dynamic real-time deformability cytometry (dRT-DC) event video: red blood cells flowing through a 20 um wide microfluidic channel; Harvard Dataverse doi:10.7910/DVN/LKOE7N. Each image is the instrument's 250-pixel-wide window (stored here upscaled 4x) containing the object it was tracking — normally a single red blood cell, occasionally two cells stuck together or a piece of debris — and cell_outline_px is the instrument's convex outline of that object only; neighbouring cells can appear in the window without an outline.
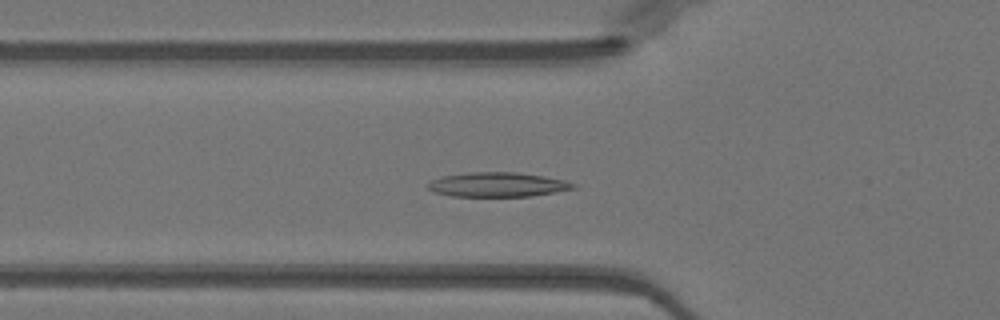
{"species": "Egyptian fruit bat (a non-hibernating species)", "species_latin": "Rousettus aegyptiacus", "temperature_condition": "warm", "stored_images_in_passage": 44, "camera_frame_rate_fps": 3000, "um_per_image_px": 0.085, "animal": {"sex": "female"}, "frame": {"image": 1, "passage_image": 10, "time_ms": 3.0, "image_size_px": [1000, 320], "cell_outline_px": [[580, 184], [576, 188], [532, 196], [452, 196], [432, 192], [424, 184], [440, 176], [472, 172], [516, 172], [544, 176], [564, 180]], "centroid_in_image_um": [42.28, 15.69], "position_along_channel_um": 83.5, "area_um2": 20.92}}
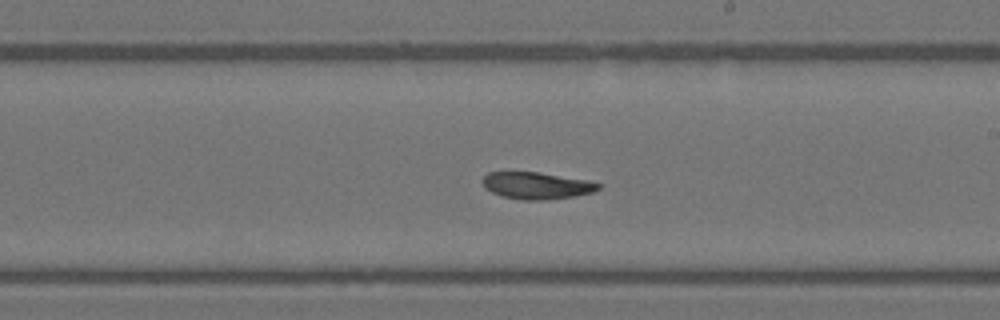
{"frame": {"image": 2, "passage_image": 22, "time_ms": 7.0, "image_size_px": [1000, 320], "cell_outline_px": [[600, 188], [592, 192], [572, 196], [540, 200], [524, 200], [500, 196], [484, 188], [480, 180], [488, 172], [540, 172], [588, 180], [600, 184]], "centroid_in_image_um": [45.55, 15.76], "position_along_channel_um": 243.4, "area_um2": 18.15}}
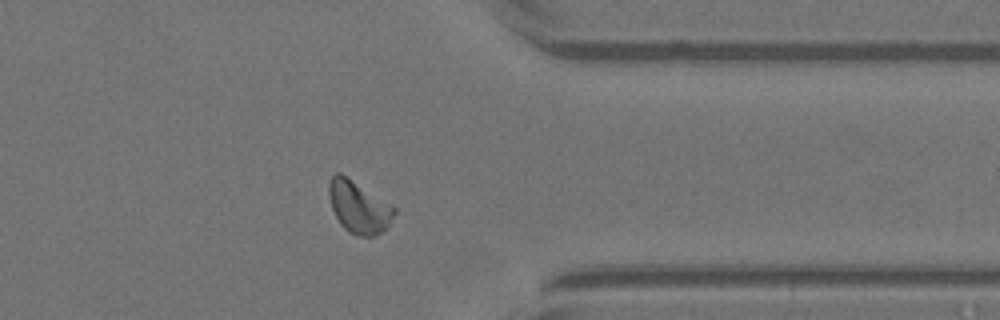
{"frame": {"image": 3, "passage_image": 33, "time_ms": 10.667, "image_size_px": [1000, 320], "cell_outline_px": [[396, 212], [388, 224], [380, 232], [372, 236], [356, 236], [348, 232], [340, 224], [332, 208], [328, 196], [328, 184], [332, 176], [336, 172], [340, 172], [396, 208]], "centroid_in_image_um": [30.45, 17.59], "position_along_channel_um": 381.0, "area_um2": 19.54}, "authors_computed_cell_mechanics": {"area_um2": 19.1029, "velocity_mm_per_s": 3.974, "shape_relaxation_time_tau1_ms": 10.3102, "shape_relaxation_time_tau2_ms": 10.9052, "deformation_change_tau1": 0.2573, "deformation_change_tau2": 0.1619}}